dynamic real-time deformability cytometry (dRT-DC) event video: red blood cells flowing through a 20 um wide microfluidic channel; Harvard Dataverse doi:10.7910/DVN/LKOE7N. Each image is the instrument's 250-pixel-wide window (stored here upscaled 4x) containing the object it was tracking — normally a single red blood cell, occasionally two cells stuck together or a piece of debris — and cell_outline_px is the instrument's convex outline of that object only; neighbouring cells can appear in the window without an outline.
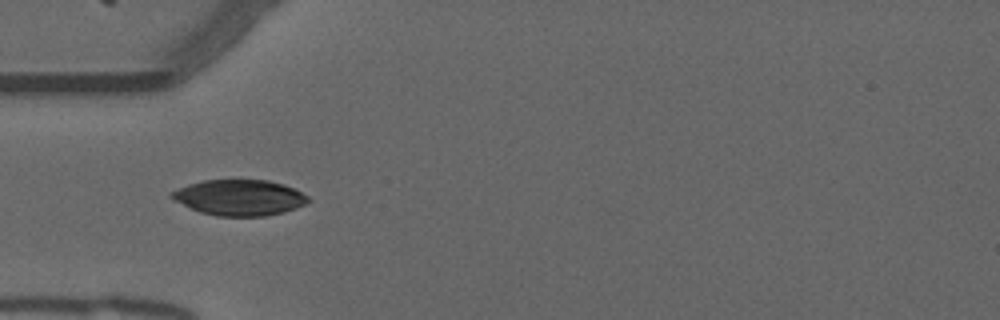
{"species": "common noctule bat (a hibernating species)", "species_latin": "Nyctalus noctula", "temperature_condition": "warm", "stored_images_in_passage": 27, "camera_frame_rate_fps": 3000, "um_per_image_px": 0.085, "animal": {"sex": "male", "forearm_length_mm": 52.5}, "frame": {"image": 1, "passage_image": 3, "time_ms": 0.667, "image_size_px": [1000, 320], "cell_outline_px": [[308, 200], [304, 204], [296, 208], [284, 212], [264, 216], [216, 216], [200, 212], [168, 196], [172, 192], [188, 184], [204, 180], [268, 180], [284, 184], [308, 196]], "centroid_in_image_um": [20.36, 16.79], "position_along_channel_um": 64.6, "area_um2": 28.09}}
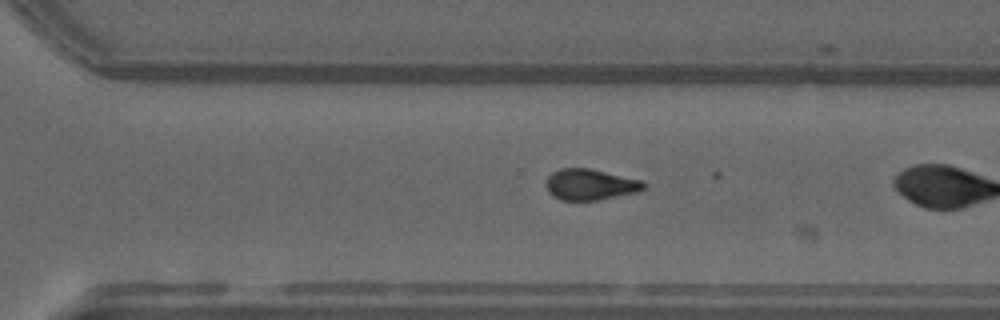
{"frame": {"image": 2, "passage_image": 21, "time_ms": 6.667, "image_size_px": [1000, 320], "cell_outline_px": [[648, 184], [644, 188], [636, 192], [596, 200], [560, 200], [552, 196], [548, 192], [544, 184], [548, 176], [552, 172], [560, 168], [592, 168], [640, 180]], "centroid_in_image_um": [50.12, 15.67], "position_along_channel_um": 320.5, "area_um2": 17.74}}